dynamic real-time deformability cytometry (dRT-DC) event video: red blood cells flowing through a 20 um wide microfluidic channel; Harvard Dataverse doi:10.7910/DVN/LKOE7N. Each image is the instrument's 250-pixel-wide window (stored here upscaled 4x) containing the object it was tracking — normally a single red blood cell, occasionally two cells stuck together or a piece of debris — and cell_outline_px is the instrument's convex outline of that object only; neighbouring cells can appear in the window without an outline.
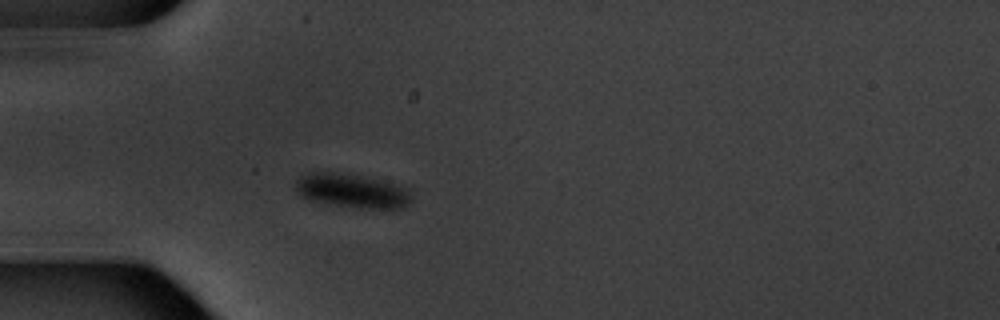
{"species": "common noctule bat (a hibernating species)", "species_latin": "Nyctalus noctula", "temperature_condition": "warm", "stored_images_in_passage": 2, "camera_frame_rate_fps": 3000, "um_per_image_px": 0.085, "animal": {"sex": "male", "body_mass_g": 20.1, "forearm_length_mm": 53.5}, "frame": {"image": 1, "passage_image": 2, "time_ms": 1.333, "image_size_px": [1000, 320], "cell_outline_px": [[412, 200], [404, 208], [360, 208], [312, 200], [300, 196], [296, 192], [296, 180], [300, 176], [308, 172], [336, 172], [364, 176], [400, 184], [408, 188], [412, 192]], "centroid_in_image_um": [29.98, 16.2], "position_along_channel_um": 55.0, "area_um2": 23.18}}